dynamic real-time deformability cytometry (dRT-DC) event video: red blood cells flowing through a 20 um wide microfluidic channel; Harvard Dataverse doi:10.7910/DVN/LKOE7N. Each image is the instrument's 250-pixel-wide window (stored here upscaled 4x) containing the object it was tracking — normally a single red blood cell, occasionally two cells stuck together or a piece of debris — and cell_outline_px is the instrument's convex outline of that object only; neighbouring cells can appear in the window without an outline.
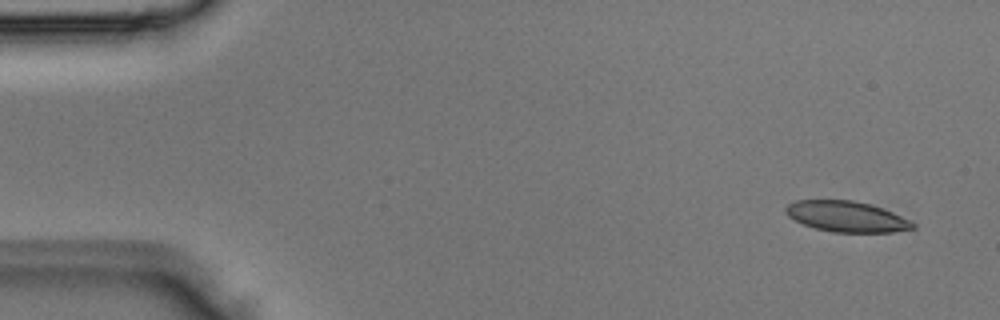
{"species": "Egyptian fruit bat (a non-hibernating species)", "species_latin": "Rousettus aegyptiacus", "temperature_condition": "room temperature", "stored_images_in_passage": 4, "camera_frame_rate_fps": 3000, "um_per_image_px": 0.085, "animal": {"sex": "male"}, "frame": {"image": 1, "passage_image": 1, "time_ms": 0.0, "image_size_px": [1000, 320], "cell_outline_px": [[916, 228], [892, 232], [832, 232], [816, 228], [804, 224], [788, 216], [784, 212], [784, 208], [788, 204], [796, 200], [852, 200], [868, 204], [892, 212], [916, 224]], "centroid_in_image_um": [71.93, 18.41], "position_along_channel_um": 13.1, "area_um2": 22.48}}